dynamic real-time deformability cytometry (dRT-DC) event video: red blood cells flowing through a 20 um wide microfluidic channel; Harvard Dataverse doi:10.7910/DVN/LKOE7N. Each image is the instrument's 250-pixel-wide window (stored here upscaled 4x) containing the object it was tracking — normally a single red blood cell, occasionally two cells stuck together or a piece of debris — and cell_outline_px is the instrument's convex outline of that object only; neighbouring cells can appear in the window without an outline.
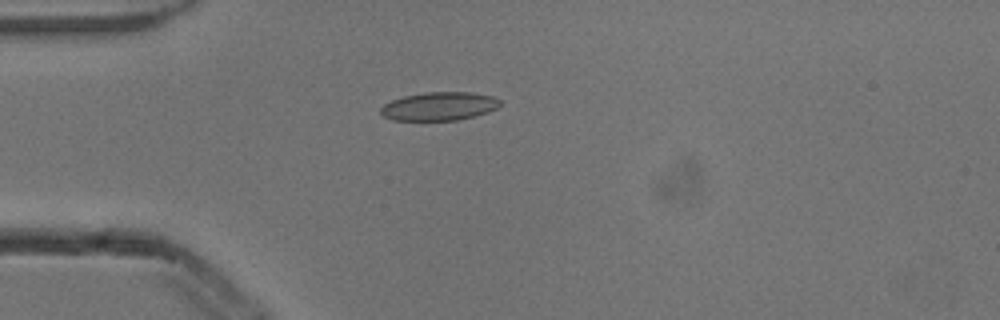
{"species": "common noctule bat (a hibernating species)", "species_latin": "Nyctalus noctula", "temperature_condition": "cold", "stored_images_in_passage": 2, "camera_frame_rate_fps": 3000, "um_per_image_px": 0.085, "animal": {"sex": "male", "body_mass_g": 13.3}, "frame": {"image": 1, "passage_image": 2, "time_ms": 0.333, "image_size_px": [1000, 320], "cell_outline_px": [[500, 104], [496, 108], [488, 112], [456, 120], [392, 120], [384, 116], [380, 112], [380, 108], [384, 104], [392, 100], [404, 96], [428, 92], [468, 92], [492, 96], [500, 100]], "centroid_in_image_um": [37.31, 9.03], "position_along_channel_um": 47.7, "area_um2": 19.54}}